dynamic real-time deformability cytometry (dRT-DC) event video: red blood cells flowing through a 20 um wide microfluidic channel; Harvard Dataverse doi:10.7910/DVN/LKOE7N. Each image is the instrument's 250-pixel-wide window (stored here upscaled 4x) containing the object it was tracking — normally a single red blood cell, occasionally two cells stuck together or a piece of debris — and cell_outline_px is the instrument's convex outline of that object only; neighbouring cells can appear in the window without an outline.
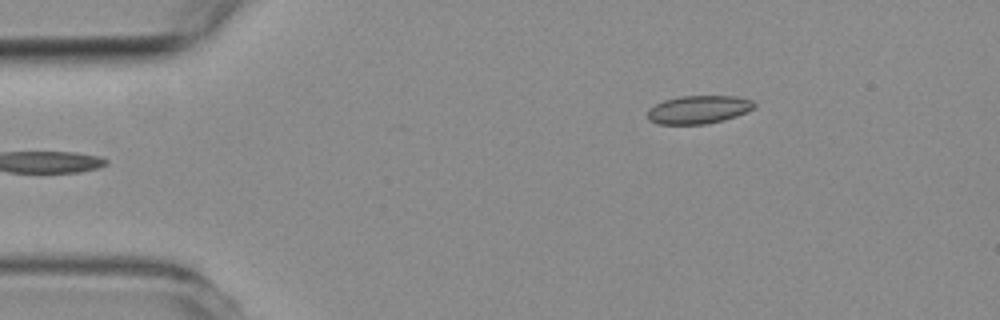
{"species": "common noctule bat (a hibernating species)", "species_latin": "Nyctalus noctula", "temperature_condition": "room temperature", "stored_images_in_passage": 3, "camera_frame_rate_fps": 3000, "um_per_image_px": 0.085, "animal": {"sex": "female", "body_mass_g": 19.3, "forearm_length_mm": 54.1}, "frame": {"image": 1, "passage_image": 3, "time_ms": 2.333, "image_size_px": [1000, 320], "cell_outline_px": [[756, 108], [736, 116], [724, 120], [708, 124], [656, 124], [648, 120], [648, 108], [664, 100], [680, 96], [736, 96], [752, 100], [756, 104]], "centroid_in_image_um": [59.39, 9.32], "position_along_channel_um": 25.6, "area_um2": 17.69}}